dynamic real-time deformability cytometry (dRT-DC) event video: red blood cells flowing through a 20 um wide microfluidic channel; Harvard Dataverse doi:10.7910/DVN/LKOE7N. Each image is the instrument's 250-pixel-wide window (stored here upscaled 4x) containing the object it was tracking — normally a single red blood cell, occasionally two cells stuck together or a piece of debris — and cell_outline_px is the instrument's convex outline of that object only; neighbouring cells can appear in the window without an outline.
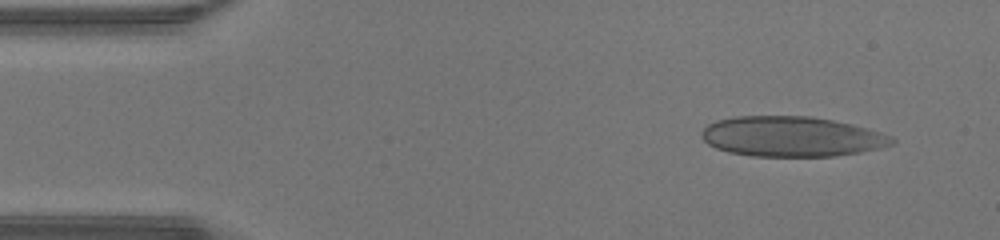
{"species": "human", "species_latin": "Homo sapiens", "temperature_condition": "warm", "stored_images_in_passage": 46, "camera_frame_rate_fps": 3000, "um_per_image_px": 0.085, "donor": {"sex": "male"}, "frame": {"image": 1, "passage_image": 4, "time_ms": 1.0, "image_size_px": [1000, 240], "cell_outline_px": [[896, 140], [892, 144], [880, 148], [860, 152], [832, 156], [752, 156], [728, 152], [716, 148], [708, 144], [704, 140], [700, 132], [708, 124], [716, 120], [736, 116], [808, 116], [832, 120], [852, 124], [880, 132], [892, 136]], "centroid_in_image_um": [67.27, 11.6], "position_along_channel_um": 17.7, "area_um2": 44.51}}
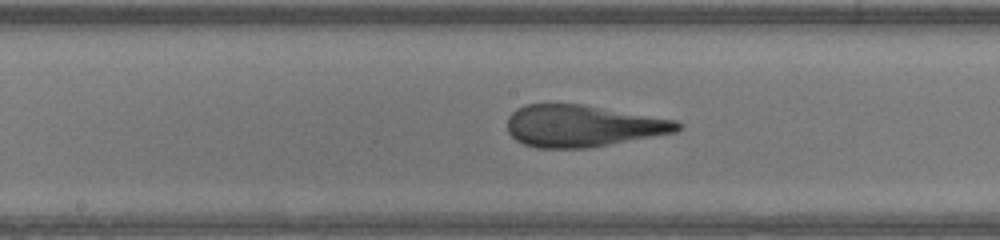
{"frame": {"image": 2, "passage_image": 23, "time_ms": 7.333, "image_size_px": [1000, 240], "cell_outline_px": [[684, 124], [676, 132], [588, 148], [536, 148], [524, 144], [516, 140], [508, 132], [508, 116], [516, 108], [524, 104], [580, 104], [676, 120]], "centroid_in_image_um": [49.5, 10.7], "position_along_channel_um": 198.7, "area_um2": 41.33}}
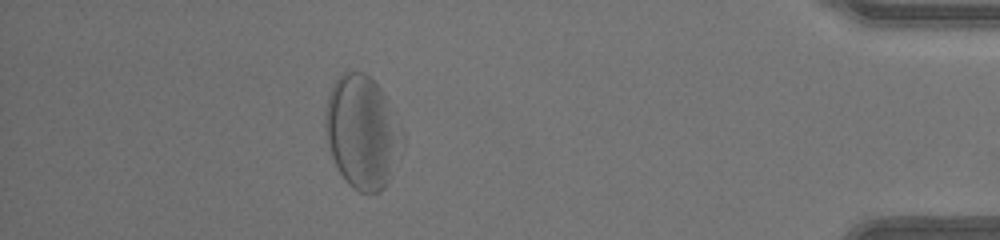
{"frame": {"image": 3, "passage_image": 41, "time_ms": 13.333, "image_size_px": [1000, 240], "cell_outline_px": [[404, 144], [388, 180], [384, 188], [380, 192], [360, 192], [352, 188], [348, 184], [340, 172], [332, 156], [324, 132], [324, 108], [328, 92], [332, 84], [340, 72], [348, 68], [364, 72], [384, 92], [404, 132]], "centroid_in_image_um": [30.77, 11.15], "position_along_channel_um": 404.4, "area_um2": 51.62}, "authors_computed_cell_mechanics": {"area_um2": 44.0436, "velocity_mm_per_s": 4.3231, "shape_relaxation_time_tau1_ms": 4.1064, "shape_relaxation_time_tau2_ms": 0.9554, "deformation_change_tau1": 0.1823, "deformation_change_tau2": 0.0806}}